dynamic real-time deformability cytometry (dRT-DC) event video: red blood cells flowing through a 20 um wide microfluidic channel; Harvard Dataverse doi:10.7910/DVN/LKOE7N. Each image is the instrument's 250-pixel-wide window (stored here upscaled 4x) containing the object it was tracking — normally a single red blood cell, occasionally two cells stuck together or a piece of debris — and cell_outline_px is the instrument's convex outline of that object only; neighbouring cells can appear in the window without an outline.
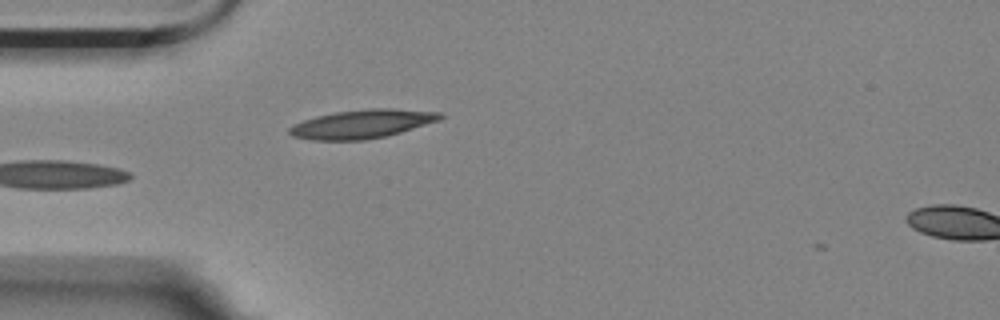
{"species": "Egyptian fruit bat (a non-hibernating species)", "species_latin": "Rousettus aegyptiacus", "temperature_condition": "room temperature", "stored_images_in_passage": 6, "segment_of_instrument_passage": [1, 2], "camera_frame_rate_fps": 3000, "um_per_image_px": 0.085, "animal": {"sex": "female"}, "frame": {"image": 1, "passage_image": 5, "time_ms": 1.333, "image_size_px": [1000, 320], "cell_outline_px": [[444, 116], [440, 120], [400, 132], [384, 136], [364, 140], [312, 140], [292, 136], [288, 132], [288, 128], [292, 124], [316, 116], [336, 112], [368, 108], [392, 108], [440, 112]], "centroid_in_image_um": [30.75, 10.53], "position_along_channel_um": 54.2, "area_um2": 25.14}}